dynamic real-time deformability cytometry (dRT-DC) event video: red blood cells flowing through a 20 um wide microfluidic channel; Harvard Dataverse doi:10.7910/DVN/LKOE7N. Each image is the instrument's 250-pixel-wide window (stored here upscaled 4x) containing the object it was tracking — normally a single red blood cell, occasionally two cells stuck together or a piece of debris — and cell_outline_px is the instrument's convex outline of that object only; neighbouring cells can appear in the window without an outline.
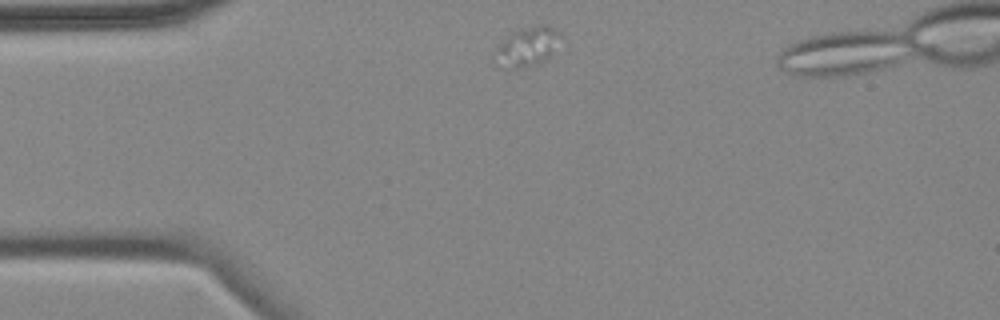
{"species": "common noctule bat (a hibernating species)", "species_latin": "Nyctalus noctula", "temperature_condition": "cold", "stored_images_in_passage": 3, "camera_frame_rate_fps": 3000, "um_per_image_px": 0.085, "animal": {"sex": "female", "body_mass_g": 18.4}, "frame": {"image": 1, "passage_image": 1, "time_ms": 0.0, "image_size_px": [1000, 320], "cell_outline_px": [[564, 36], [552, 52], [544, 60], [516, 68], [500, 68], [492, 64], [492, 60], [500, 44], [508, 36], [516, 32], [540, 24], [548, 24], [556, 28]], "centroid_in_image_um": [44.82, 3.97], "position_along_channel_um": 40.2, "area_um2": 14.8}}